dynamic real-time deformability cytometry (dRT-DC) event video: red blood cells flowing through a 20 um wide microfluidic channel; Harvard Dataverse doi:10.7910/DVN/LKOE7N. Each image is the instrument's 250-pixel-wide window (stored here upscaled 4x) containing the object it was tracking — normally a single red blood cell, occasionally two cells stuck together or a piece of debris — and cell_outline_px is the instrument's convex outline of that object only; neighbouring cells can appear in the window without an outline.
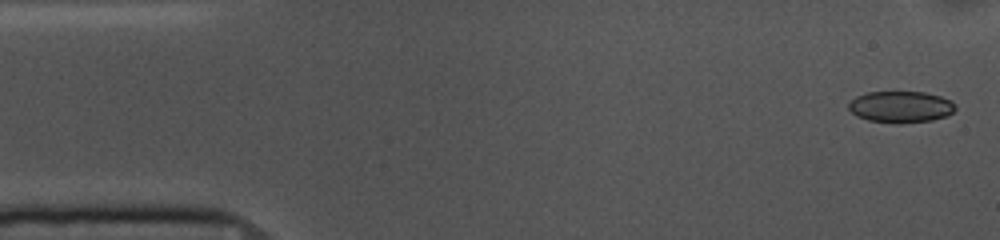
{"species": "common noctule bat (a hibernating species)", "species_latin": "Nyctalus noctula", "temperature_condition": "cold", "stored_images_in_passage": 53, "camera_frame_rate_fps": 3000, "um_per_image_px": 0.085, "animal": {"sex": "female", "body_mass_g": 10.0, "forearm_length_mm": 53.1}, "frame": {"image": 1, "passage_image": 2, "time_ms": 0.333, "image_size_px": [1000, 240], "cell_outline_px": [[956, 108], [948, 116], [932, 120], [868, 120], [856, 116], [848, 108], [848, 104], [856, 96], [868, 92], [924, 92], [940, 96], [952, 100]], "centroid_in_image_um": [76.58, 9.03], "position_along_channel_um": 8.4, "area_um2": 18.79}}
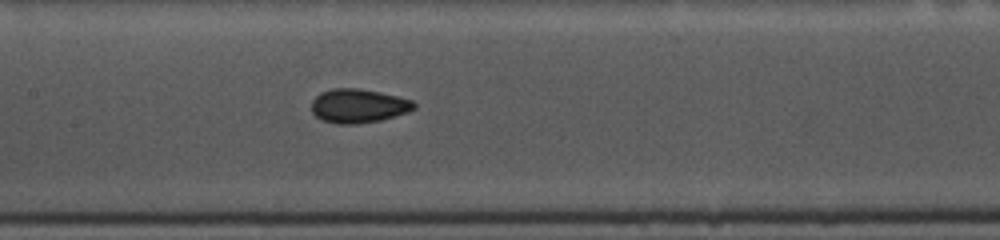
{"frame": {"image": 2, "passage_image": 24, "time_ms": 7.667, "image_size_px": [1000, 240], "cell_outline_px": [[416, 108], [408, 112], [380, 120], [356, 124], [336, 124], [324, 120], [316, 116], [312, 112], [312, 100], [320, 92], [332, 88], [356, 88], [380, 92], [412, 100], [416, 104]], "centroid_in_image_um": [30.45, 8.99], "position_along_channel_um": 176.9, "area_um2": 20.23}}
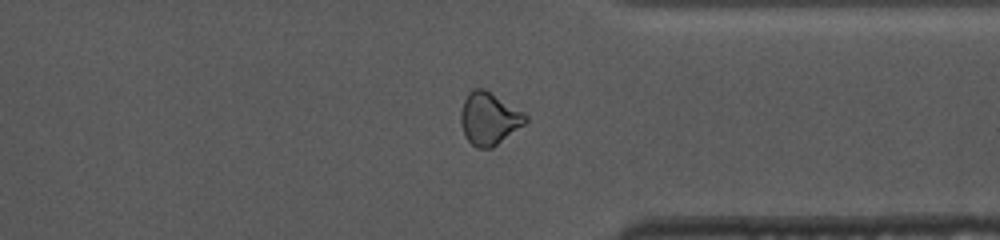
{"frame": {"image": 3, "passage_image": 40, "time_ms": 13.0, "image_size_px": [1000, 240], "cell_outline_px": [[528, 120], [524, 124], [492, 148], [476, 148], [464, 136], [460, 120], [460, 112], [464, 100], [468, 92], [472, 88], [484, 88], [524, 112], [528, 116]], "centroid_in_image_um": [41.55, 10.07], "position_along_channel_um": 369.9, "area_um2": 19.83}, "authors_computed_cell_mechanics": {"area_um2": 19.9988, "velocity_mm_per_s": 3.6996, "shape_relaxation_time_tau1_ms": 3.5455, "shape_relaxation_time_tau2_ms": 2.1141, "deformation_change_tau1": 0.0923, "deformation_change_tau2": 0.0564}}